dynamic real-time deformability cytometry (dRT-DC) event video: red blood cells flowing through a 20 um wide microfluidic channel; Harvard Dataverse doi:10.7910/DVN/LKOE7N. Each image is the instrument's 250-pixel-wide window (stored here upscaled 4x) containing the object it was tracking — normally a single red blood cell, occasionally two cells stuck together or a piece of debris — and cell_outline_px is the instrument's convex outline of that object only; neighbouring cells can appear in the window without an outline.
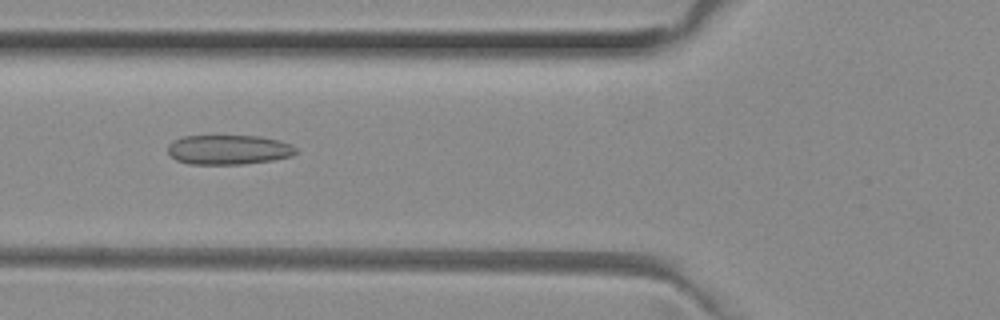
{"species": "common noctule bat (a hibernating species)", "species_latin": "Nyctalus noctula", "temperature_condition": "room temperature", "stored_images_in_passage": 34, "camera_frame_rate_fps": 3000, "um_per_image_px": 0.085, "animal": {"sex": "female", "body_mass_g": 29.2, "forearm_length_mm": 56.3}, "frame": {"image": 1, "passage_image": 4, "time_ms": 1.0, "image_size_px": [1000, 320], "cell_outline_px": [[296, 152], [292, 156], [272, 160], [244, 164], [188, 164], [176, 160], [168, 152], [168, 144], [172, 140], [184, 136], [256, 136], [280, 140], [296, 148]], "centroid_in_image_um": [19.4, 12.73], "position_along_channel_um": 106.4, "area_um2": 22.08}}
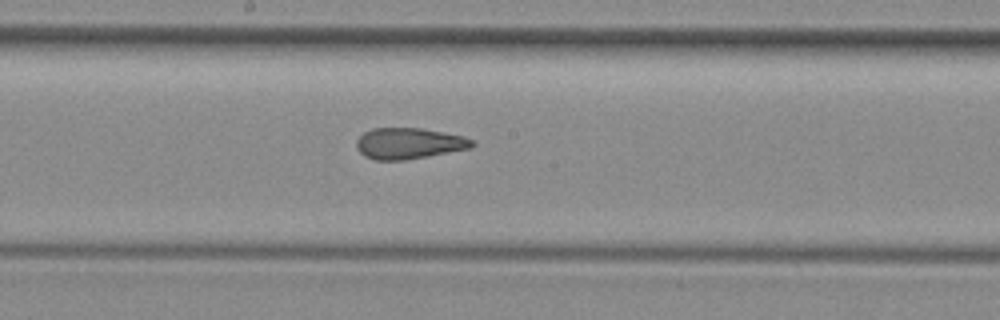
{"frame": {"image": 2, "passage_image": 12, "time_ms": 3.667, "image_size_px": [1000, 320], "cell_outline_px": [[476, 144], [472, 148], [428, 156], [404, 160], [372, 160], [364, 156], [356, 148], [356, 140], [364, 132], [372, 128], [420, 128], [464, 136], [472, 140]], "centroid_in_image_um": [34.74, 12.19], "position_along_channel_um": 213.5, "area_um2": 21.04}}
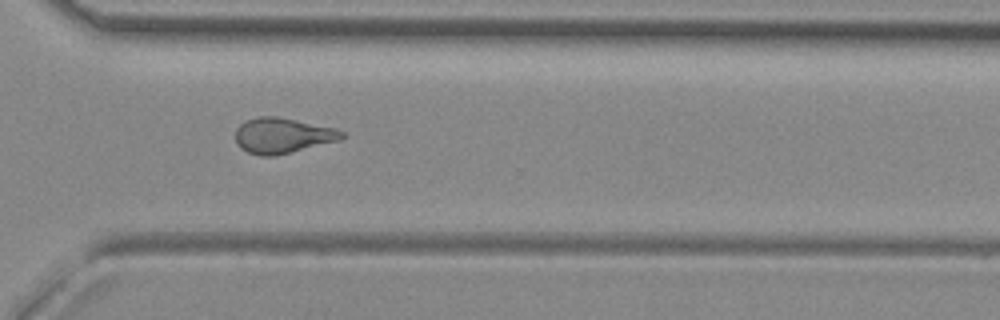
{"frame": {"image": 3, "passage_image": 22, "time_ms": 7.0, "image_size_px": [1000, 320], "cell_outline_px": [[344, 136], [340, 140], [276, 156], [260, 156], [248, 152], [240, 148], [236, 144], [236, 128], [244, 120], [260, 116], [276, 116], [336, 128], [344, 132]], "centroid_in_image_um": [23.99, 11.52], "position_along_channel_um": 346.6, "area_um2": 22.08}}